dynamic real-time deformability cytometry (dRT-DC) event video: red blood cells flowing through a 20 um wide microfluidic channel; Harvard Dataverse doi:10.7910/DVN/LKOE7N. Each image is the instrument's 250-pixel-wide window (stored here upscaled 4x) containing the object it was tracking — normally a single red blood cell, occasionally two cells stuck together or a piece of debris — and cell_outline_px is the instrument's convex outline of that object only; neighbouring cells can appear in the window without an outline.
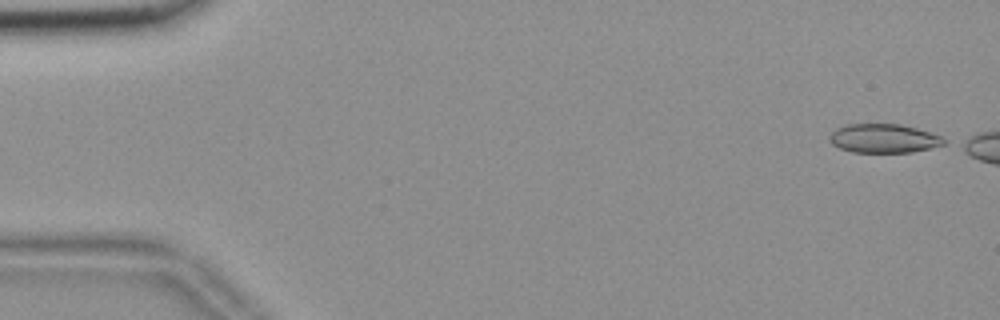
{"species": "common noctule bat (a hibernating species)", "species_latin": "Nyctalus noctula", "temperature_condition": "room temperature", "stored_images_in_passage": 9, "camera_frame_rate_fps": 3000, "um_per_image_px": 0.085, "animal": {"sex": "female", "body_mass_g": 18.4}, "frame": {"image": 1, "passage_image": 1, "time_ms": 0.0, "image_size_px": [1000, 320], "cell_outline_px": [[944, 144], [912, 152], [852, 152], [840, 148], [832, 144], [828, 140], [828, 136], [836, 128], [848, 124], [900, 124], [916, 128], [940, 136], [944, 140]], "centroid_in_image_um": [75.05, 11.76], "position_along_channel_um": 10.0, "area_um2": 19.07}}